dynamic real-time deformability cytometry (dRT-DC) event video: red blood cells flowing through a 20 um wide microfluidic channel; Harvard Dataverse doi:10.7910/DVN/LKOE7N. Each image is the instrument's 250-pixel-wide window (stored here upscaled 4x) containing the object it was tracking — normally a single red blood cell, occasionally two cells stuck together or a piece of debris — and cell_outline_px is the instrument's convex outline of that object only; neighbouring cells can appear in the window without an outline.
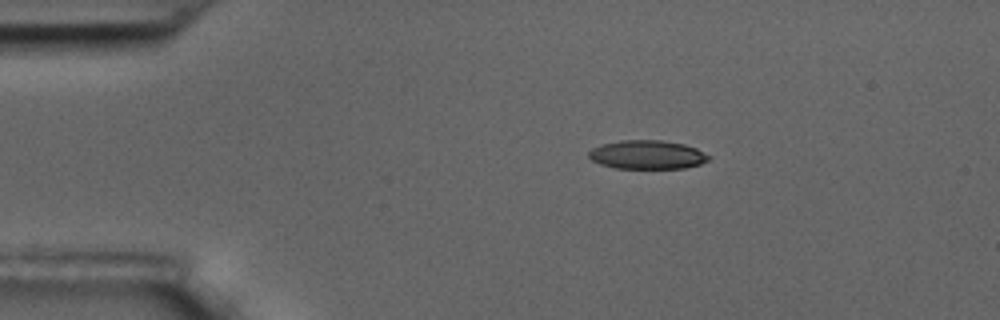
{"species": "common noctule bat (a hibernating species)", "species_latin": "Nyctalus noctula", "temperature_condition": "room temperature", "stored_images_in_passage": 2, "camera_frame_rate_fps": 3000, "um_per_image_px": 0.085, "animal": {"sex": "male", "body_mass_g": 17.5, "forearm_length_mm": 52.3}, "frame": {"image": 1, "passage_image": 1, "time_ms": 0.0, "image_size_px": [1000, 320], "cell_outline_px": [[712, 160], [700, 164], [684, 168], [616, 168], [600, 164], [592, 160], [588, 156], [588, 152], [592, 148], [600, 144], [620, 140], [660, 140], [684, 144], [696, 148], [712, 156]], "centroid_in_image_um": [55.04, 13.14], "position_along_channel_um": 30.0, "area_um2": 20.29}}